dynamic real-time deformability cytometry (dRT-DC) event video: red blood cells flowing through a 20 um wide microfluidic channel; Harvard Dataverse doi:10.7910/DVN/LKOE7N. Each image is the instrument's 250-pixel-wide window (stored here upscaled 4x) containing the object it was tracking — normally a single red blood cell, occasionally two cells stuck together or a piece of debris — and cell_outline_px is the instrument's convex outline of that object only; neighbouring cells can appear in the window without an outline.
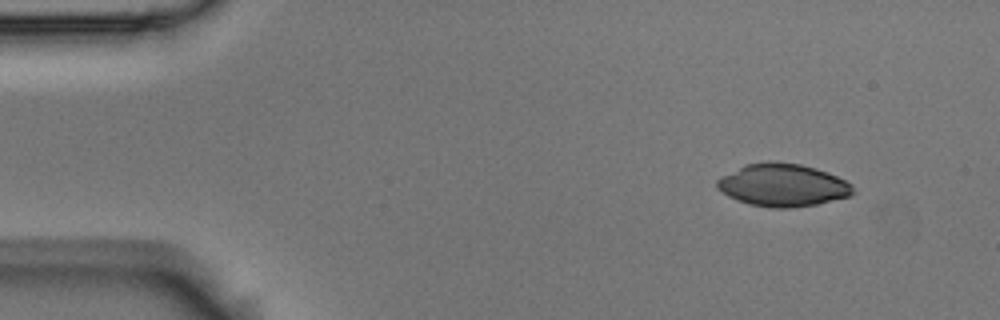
{"species": "Egyptian fruit bat (a non-hibernating species)", "species_latin": "Rousettus aegyptiacus", "temperature_condition": "room temperature", "stored_images_in_passage": 52, "camera_frame_rate_fps": 3000, "um_per_image_px": 0.085, "animal": {"sex": "male"}, "frame": {"image": 1, "passage_image": 3, "time_ms": 0.667, "image_size_px": [1000, 320], "cell_outline_px": [[852, 196], [816, 204], [788, 208], [772, 208], [752, 204], [736, 200], [728, 196], [716, 188], [716, 180], [744, 164], [768, 160], [772, 160], [800, 164], [816, 168], [836, 176], [852, 184]], "centroid_in_image_um": [66.51, 15.72], "position_along_channel_um": 18.5, "area_um2": 33.81}}